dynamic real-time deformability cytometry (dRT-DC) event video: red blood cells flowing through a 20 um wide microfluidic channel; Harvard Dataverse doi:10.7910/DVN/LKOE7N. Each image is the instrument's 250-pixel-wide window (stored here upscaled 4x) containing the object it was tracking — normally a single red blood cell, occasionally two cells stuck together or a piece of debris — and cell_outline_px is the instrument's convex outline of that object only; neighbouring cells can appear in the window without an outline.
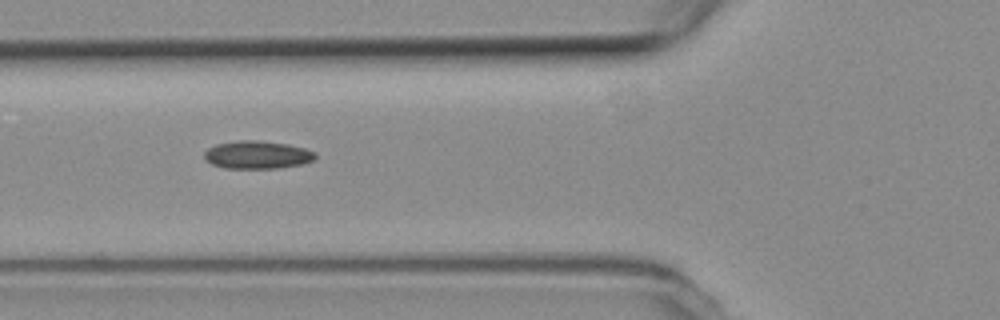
{"species": "common noctule bat (a hibernating species)", "species_latin": "Nyctalus noctula", "temperature_condition": "room temperature", "stored_images_in_passage": 11, "camera_frame_rate_fps": 3000, "um_per_image_px": 0.085, "animal": {"sex": "female", "body_mass_g": 19.3, "forearm_length_mm": 54.1}, "frame": {"image": 1, "passage_image": 7, "time_ms": 2.0, "image_size_px": [1000, 320], "cell_outline_px": [[316, 156], [312, 160], [304, 164], [280, 168], [224, 168], [212, 164], [204, 160], [204, 152], [208, 148], [216, 144], [240, 140], [256, 140], [288, 144], [304, 148], [316, 152]], "centroid_in_image_um": [21.86, 13.16], "position_along_channel_um": 103.9, "area_um2": 18.15}}
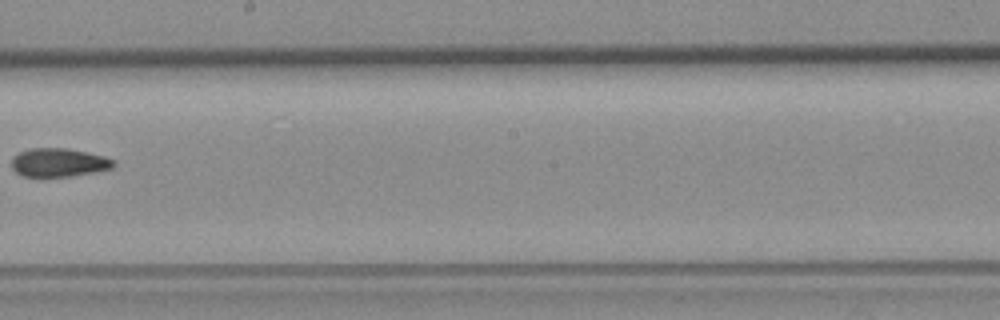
{"frame": {"image": 2, "passage_image": 10, "time_ms": 3.0, "image_size_px": [1000, 320], "cell_outline_px": [[116, 164], [112, 168], [92, 172], [68, 176], [24, 176], [16, 172], [12, 168], [12, 156], [20, 152], [32, 148], [68, 148], [88, 152], [104, 156], [116, 160]], "centroid_in_image_um": [5.01, 13.8], "position_along_channel_um": 243.2, "area_um2": 16.88}}
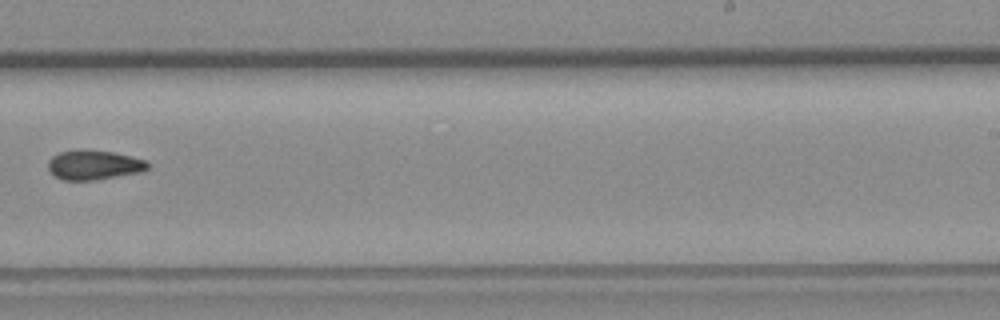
{"frame": {"image": 3, "passage_image": 11, "time_ms": 3.333, "image_size_px": [1000, 320], "cell_outline_px": [[148, 168], [140, 172], [96, 180], [64, 180], [56, 176], [48, 168], [48, 160], [52, 156], [60, 152], [76, 148], [84, 148], [112, 152], [148, 160]], "centroid_in_image_um": [7.97, 13.99], "position_along_channel_um": 281.0, "area_um2": 17.34}}